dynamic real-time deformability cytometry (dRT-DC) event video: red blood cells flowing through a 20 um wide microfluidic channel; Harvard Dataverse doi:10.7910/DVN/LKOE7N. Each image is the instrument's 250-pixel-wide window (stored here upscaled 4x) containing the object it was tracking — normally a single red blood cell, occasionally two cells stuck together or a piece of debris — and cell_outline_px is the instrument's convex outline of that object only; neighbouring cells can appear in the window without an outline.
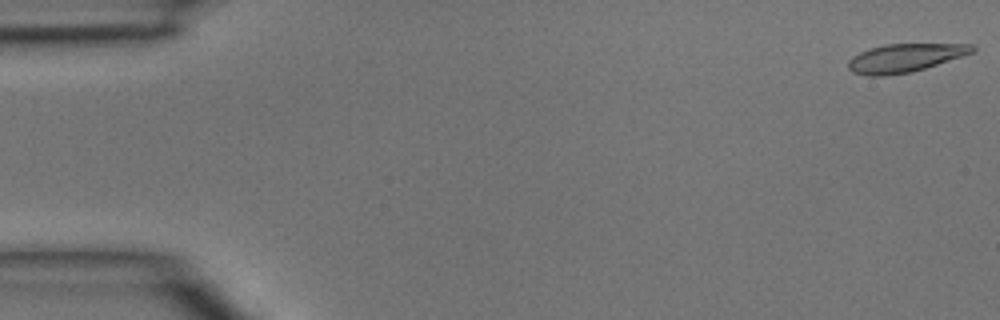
{"species": "common noctule bat (a hibernating species)", "species_latin": "Nyctalus noctula", "temperature_condition": "room temperature", "stored_images_in_passage": 46, "camera_frame_rate_fps": 3000, "um_per_image_px": 0.085, "animal": {"sex": "male", "body_mass_g": 15.6}, "frame": {"image": 1, "passage_image": 1, "time_ms": 0.0, "image_size_px": [1000, 320], "cell_outline_px": [[976, 52], [924, 68], [908, 72], [884, 76], [868, 76], [852, 72], [848, 68], [848, 60], [852, 56], [868, 48], [884, 44], [972, 44], [976, 48]], "centroid_in_image_um": [76.9, 4.91], "position_along_channel_um": 8.1, "area_um2": 20.52}}
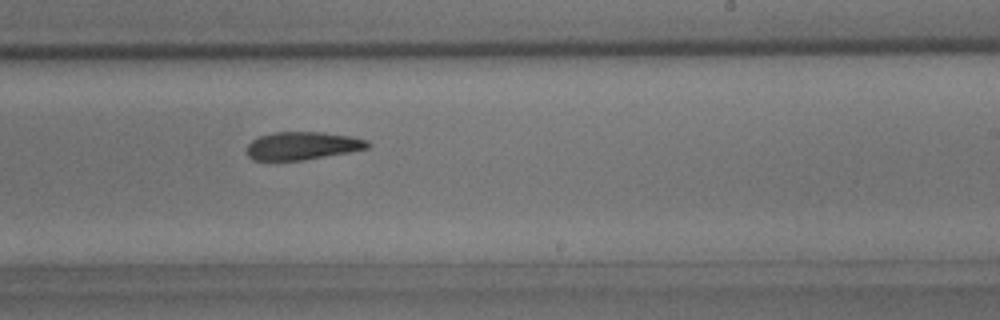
{"frame": {"image": 2, "passage_image": 28, "time_ms": 9.0, "image_size_px": [1000, 320], "cell_outline_px": [[372, 144], [368, 148], [348, 152], [304, 160], [252, 160], [248, 156], [248, 144], [252, 140], [260, 136], [276, 132], [324, 132], [352, 136], [368, 140]], "centroid_in_image_um": [25.74, 12.38], "position_along_channel_um": 263.3, "area_um2": 19.65}}
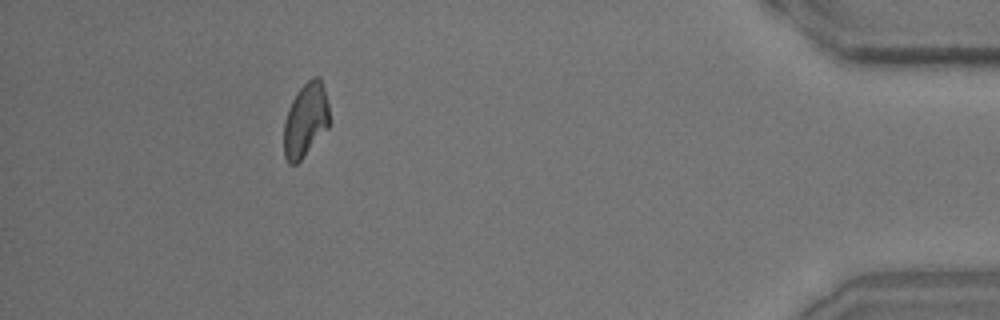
{"frame": {"image": 3, "passage_image": 42, "time_ms": 13.667, "image_size_px": [1000, 320], "cell_outline_px": [[328, 128], [300, 160], [296, 164], [288, 164], [284, 156], [284, 120], [288, 108], [296, 92], [312, 76], [320, 76], [328, 104]], "centroid_in_image_um": [25.95, 10.19], "position_along_channel_um": 409.3, "area_um2": 19.54}}